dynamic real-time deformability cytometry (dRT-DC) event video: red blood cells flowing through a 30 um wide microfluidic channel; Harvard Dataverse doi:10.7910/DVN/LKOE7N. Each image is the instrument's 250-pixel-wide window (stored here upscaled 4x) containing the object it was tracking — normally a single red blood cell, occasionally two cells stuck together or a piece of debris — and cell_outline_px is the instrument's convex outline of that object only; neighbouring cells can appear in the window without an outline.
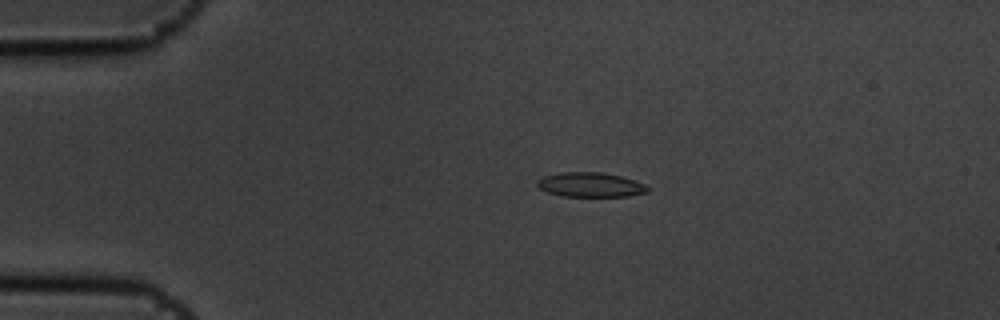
{"species": "common noctule bat (a hibernating species)", "species_latin": "Nyctalus noctula", "temperature_condition": "cold", "stored_images_in_passage": 4, "camera_frame_rate_fps": 3000, "um_per_image_px": 0.085, "animal": {"sex": "male", "body_mass_g": 19.5, "forearm_length_mm": 54.6}, "frame": {"image": 1, "passage_image": 1, "time_ms": 0.0, "image_size_px": [1000, 320], "cell_outline_px": [[648, 192], [628, 196], [560, 196], [548, 192], [540, 188], [536, 184], [536, 180], [544, 176], [560, 172], [600, 172], [620, 176], [644, 184], [648, 188]], "centroid_in_image_um": [50.14, 15.7], "position_along_channel_um": 34.9, "area_um2": 15.66}}
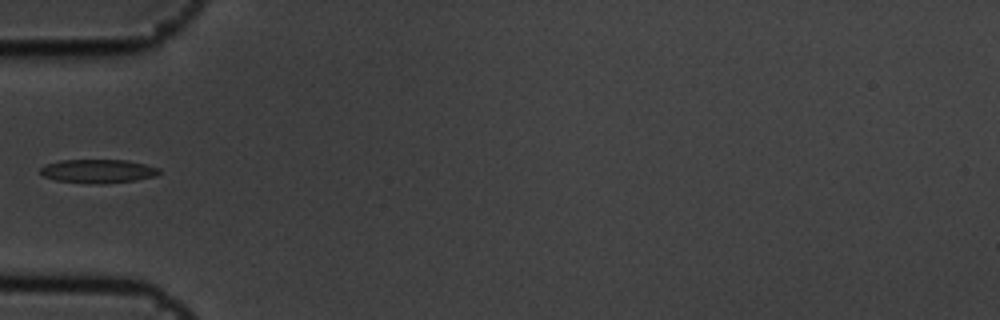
{"frame": {"image": 2, "passage_image": 3, "time_ms": 0.667, "image_size_px": [1000, 320], "cell_outline_px": [[160, 172], [156, 176], [136, 180], [104, 184], [92, 184], [56, 180], [44, 176], [40, 172], [40, 168], [44, 164], [60, 160], [128, 160], [160, 168]], "centroid_in_image_um": [8.33, 14.55], "position_along_channel_um": 76.7, "area_um2": 16.53}}
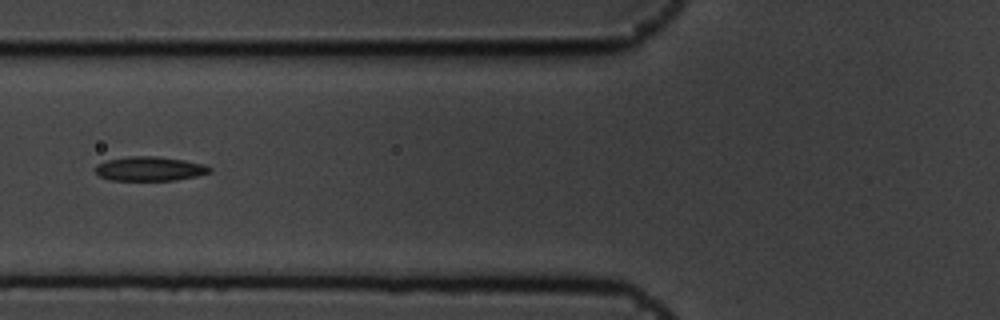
{"frame": {"image": 3, "passage_image": 4, "time_ms": 1.0, "image_size_px": [1000, 320], "cell_outline_px": [[212, 172], [196, 176], [176, 180], [112, 180], [100, 176], [96, 172], [96, 164], [108, 160], [128, 156], [156, 156], [184, 160], [204, 164], [212, 168]], "centroid_in_image_um": [12.75, 14.34], "position_along_channel_um": 113.0, "area_um2": 16.13}}